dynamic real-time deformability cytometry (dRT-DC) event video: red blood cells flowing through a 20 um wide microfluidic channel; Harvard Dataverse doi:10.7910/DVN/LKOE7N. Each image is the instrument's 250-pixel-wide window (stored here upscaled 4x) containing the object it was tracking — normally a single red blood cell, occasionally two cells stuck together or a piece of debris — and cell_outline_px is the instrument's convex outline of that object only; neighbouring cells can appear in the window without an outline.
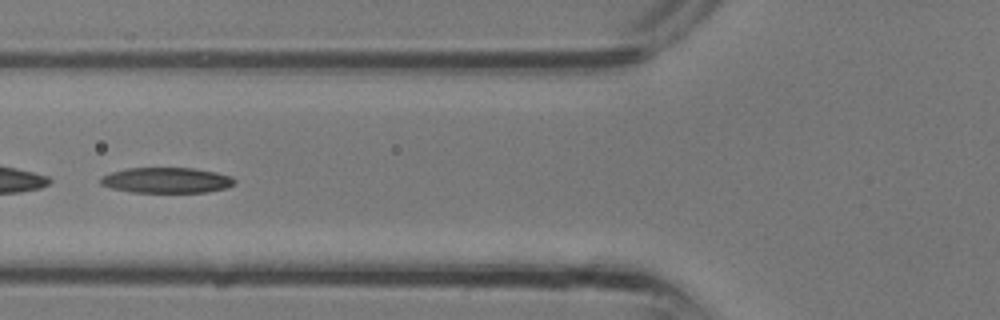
{"species": "common noctule bat (a hibernating species)", "species_latin": "Nyctalus noctula", "temperature_condition": "room temperature", "stored_images_in_passage": 27, "camera_frame_rate_fps": 3000, "um_per_image_px": 0.085, "animal": {"sex": "male", "body_mass_g": 13.3}, "frame": {"image": 1, "passage_image": 8, "time_ms": 2.333, "image_size_px": [1000, 320], "cell_outline_px": [[236, 184], [228, 188], [208, 192], [132, 192], [112, 188], [100, 184], [100, 176], [112, 172], [128, 168], [192, 168], [216, 172], [232, 176], [236, 180]], "centroid_in_image_um": [14.2, 15.32], "position_along_channel_um": 111.6, "area_um2": 20.06}}
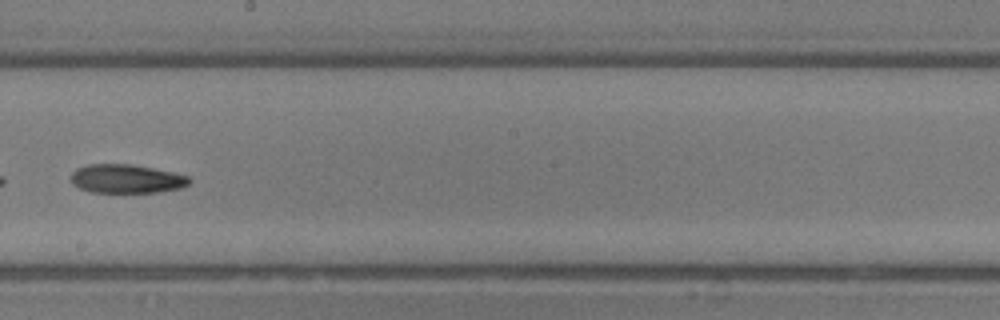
{"frame": {"image": 2, "passage_image": 14, "time_ms": 4.333, "image_size_px": [1000, 320], "cell_outline_px": [[192, 180], [188, 184], [180, 188], [160, 192], [92, 192], [80, 188], [72, 184], [72, 172], [76, 168], [88, 164], [132, 164], [172, 172], [188, 176]], "centroid_in_image_um": [10.75, 15.19], "position_along_channel_um": 237.5, "area_um2": 19.77}}
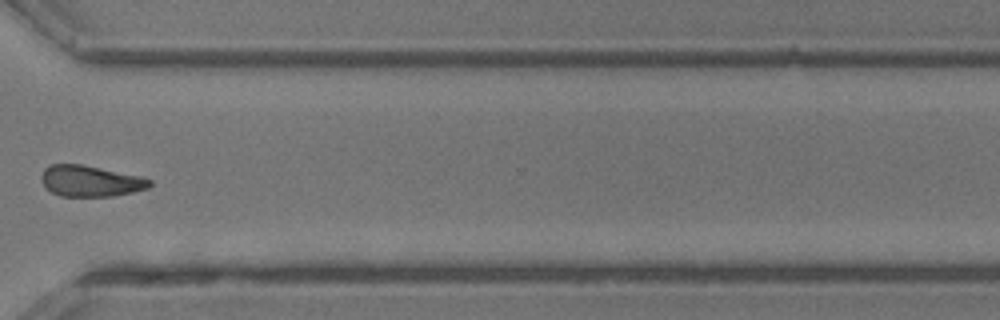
{"frame": {"image": 3, "passage_image": 20, "time_ms": 6.333, "image_size_px": [1000, 320], "cell_outline_px": [[152, 184], [148, 188], [132, 192], [112, 196], [60, 196], [52, 192], [40, 180], [40, 176], [44, 168], [52, 164], [84, 164], [140, 176], [152, 180]], "centroid_in_image_um": [7.68, 15.38], "position_along_channel_um": 362.9, "area_um2": 19.65}}